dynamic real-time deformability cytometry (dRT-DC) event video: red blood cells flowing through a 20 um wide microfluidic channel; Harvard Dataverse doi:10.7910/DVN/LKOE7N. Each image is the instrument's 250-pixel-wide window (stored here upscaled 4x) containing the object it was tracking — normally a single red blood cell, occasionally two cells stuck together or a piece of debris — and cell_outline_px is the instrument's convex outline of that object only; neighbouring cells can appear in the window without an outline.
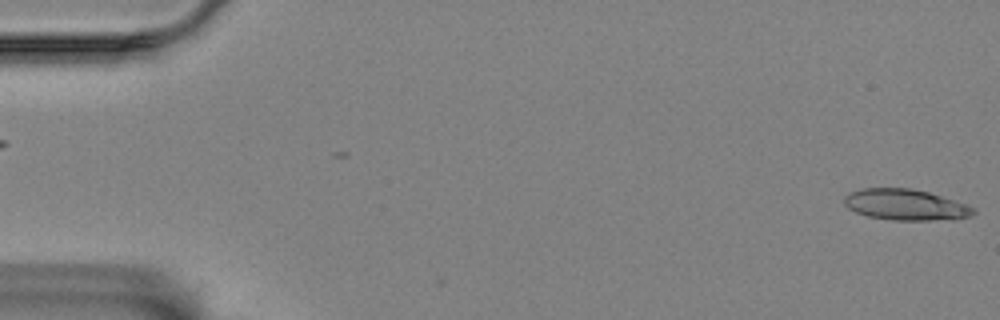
{"species": "Egyptian fruit bat (a non-hibernating species)", "species_latin": "Rousettus aegyptiacus", "temperature_condition": "room temperature", "stored_images_in_passage": 17, "camera_frame_rate_fps": 3000, "um_per_image_px": 0.085, "animal": {"sex": "female"}, "frame": {"image": 1, "passage_image": 1, "time_ms": 0.0, "image_size_px": [1000, 320], "cell_outline_px": [[976, 212], [968, 216], [956, 220], [892, 220], [868, 216], [856, 212], [848, 208], [844, 204], [844, 196], [848, 192], [864, 188], [912, 188], [928, 192], [976, 208]], "centroid_in_image_um": [76.95, 17.41], "position_along_channel_um": 8.1, "area_um2": 23.35}}
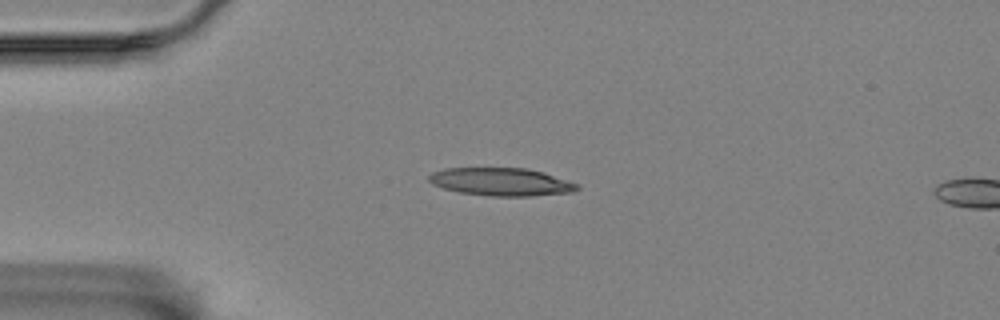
{"frame": {"image": 2, "passage_image": 14, "time_ms": 4.333, "image_size_px": [1000, 320], "cell_outline_px": [[580, 188], [572, 192], [532, 196], [492, 196], [460, 192], [444, 188], [432, 184], [428, 180], [428, 176], [432, 172], [444, 168], [528, 168], [544, 172], [576, 184]], "centroid_in_image_um": [42.57, 15.45], "position_along_channel_um": 42.4, "area_um2": 23.99}}